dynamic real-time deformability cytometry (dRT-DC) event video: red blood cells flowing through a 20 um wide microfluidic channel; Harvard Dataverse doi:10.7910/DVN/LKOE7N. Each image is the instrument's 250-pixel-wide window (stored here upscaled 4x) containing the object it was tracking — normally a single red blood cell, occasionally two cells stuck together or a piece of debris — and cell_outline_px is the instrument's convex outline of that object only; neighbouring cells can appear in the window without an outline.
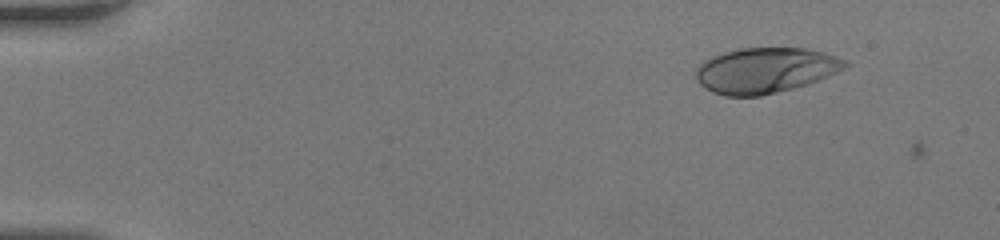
{"species": "human", "species_latin": "Homo sapiens", "temperature_condition": "room temperature", "stored_images_in_passage": 43, "camera_frame_rate_fps": 3000, "um_per_image_px": 0.085, "donor": {"sex": "female"}, "frame": {"image": 1, "passage_image": 1, "time_ms": 0.0, "image_size_px": [1000, 240], "cell_outline_px": [[852, 64], [820, 80], [808, 84], [760, 96], [724, 96], [712, 92], [704, 88], [696, 80], [696, 68], [704, 60], [712, 56], [724, 52], [740, 48], [804, 48], [824, 52], [848, 60]], "centroid_in_image_um": [65.06, 5.98], "position_along_channel_um": 19.9, "area_um2": 39.71}}
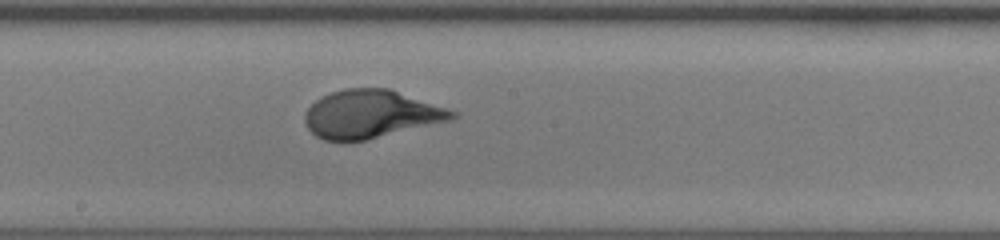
{"frame": {"image": 2, "passage_image": 23, "time_ms": 7.333, "image_size_px": [1000, 240], "cell_outline_px": [[460, 116], [452, 120], [364, 140], [344, 144], [324, 140], [316, 136], [308, 128], [304, 120], [304, 112], [320, 96], [344, 88], [388, 88], [460, 112]], "centroid_in_image_um": [31.52, 9.72], "position_along_channel_um": 216.7, "area_um2": 41.73}}
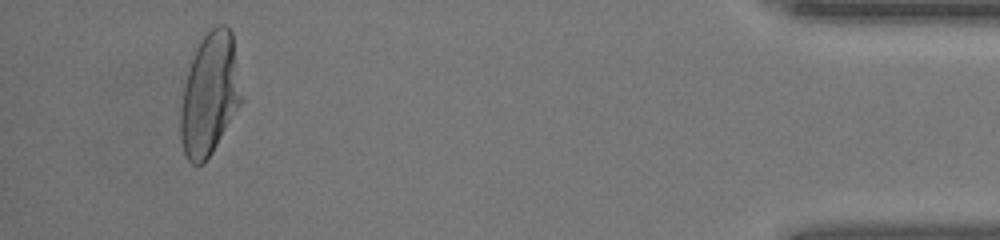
{"frame": {"image": 3, "passage_image": 41, "time_ms": 13.333, "image_size_px": [1000, 240], "cell_outline_px": [[244, 100], [212, 152], [204, 164], [192, 164], [184, 156], [180, 140], [180, 108], [184, 84], [188, 68], [196, 48], [200, 40], [216, 24], [224, 24], [232, 32], [244, 96]], "centroid_in_image_um": [17.84, 8.03], "position_along_channel_um": 417.4, "area_um2": 44.16}}